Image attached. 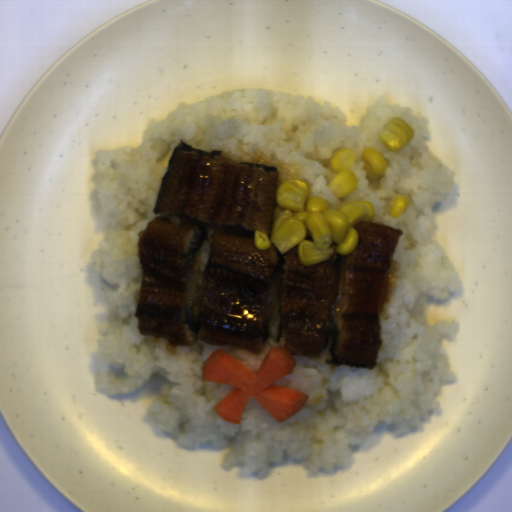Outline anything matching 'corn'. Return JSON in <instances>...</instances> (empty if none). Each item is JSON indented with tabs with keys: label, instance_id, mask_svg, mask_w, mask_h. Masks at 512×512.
I'll return each mask as SVG.
<instances>
[{
	"label": "corn",
	"instance_id": "51d56268",
	"mask_svg": "<svg viewBox=\"0 0 512 512\" xmlns=\"http://www.w3.org/2000/svg\"><path fill=\"white\" fill-rule=\"evenodd\" d=\"M310 193L305 177L282 182L275 192L270 237L260 230L254 232L256 250L268 251L272 245L283 256L297 247L303 267H311L339 256L351 255L360 243L356 228L361 221L374 223L371 201H345L330 206L328 199Z\"/></svg>",
	"mask_w": 512,
	"mask_h": 512
},
{
	"label": "corn",
	"instance_id": "f1292c28",
	"mask_svg": "<svg viewBox=\"0 0 512 512\" xmlns=\"http://www.w3.org/2000/svg\"><path fill=\"white\" fill-rule=\"evenodd\" d=\"M356 159V153L352 149L345 148L335 152L329 163L335 174L327 186L337 199L341 200L358 189L359 179L351 170Z\"/></svg>",
	"mask_w": 512,
	"mask_h": 512
},
{
	"label": "corn",
	"instance_id": "5cfa1b94",
	"mask_svg": "<svg viewBox=\"0 0 512 512\" xmlns=\"http://www.w3.org/2000/svg\"><path fill=\"white\" fill-rule=\"evenodd\" d=\"M414 137V128L403 118L394 116L380 133L377 140L388 150L398 152L402 150Z\"/></svg>",
	"mask_w": 512,
	"mask_h": 512
},
{
	"label": "corn",
	"instance_id": "cfcad685",
	"mask_svg": "<svg viewBox=\"0 0 512 512\" xmlns=\"http://www.w3.org/2000/svg\"><path fill=\"white\" fill-rule=\"evenodd\" d=\"M360 160L363 162L361 168L367 172V179L372 181L379 180L381 176H384L388 168L384 155L373 147L363 149Z\"/></svg>",
	"mask_w": 512,
	"mask_h": 512
},
{
	"label": "corn",
	"instance_id": "2b8c4276",
	"mask_svg": "<svg viewBox=\"0 0 512 512\" xmlns=\"http://www.w3.org/2000/svg\"><path fill=\"white\" fill-rule=\"evenodd\" d=\"M408 205L407 196H398L392 201L388 212L390 216L395 219L406 212Z\"/></svg>",
	"mask_w": 512,
	"mask_h": 512
}]
</instances>
